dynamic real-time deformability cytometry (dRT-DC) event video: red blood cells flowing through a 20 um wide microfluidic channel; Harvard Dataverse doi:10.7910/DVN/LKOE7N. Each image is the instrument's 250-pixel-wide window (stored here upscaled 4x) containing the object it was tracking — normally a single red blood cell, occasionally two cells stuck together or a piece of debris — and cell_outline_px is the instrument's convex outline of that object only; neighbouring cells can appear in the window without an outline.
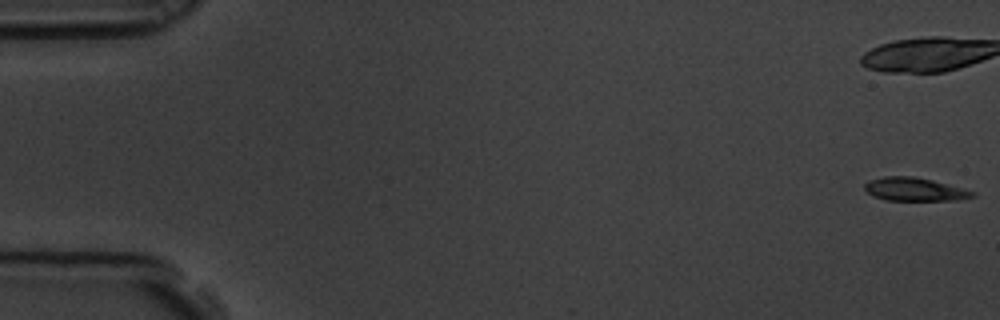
{"species": "common noctule bat (a hibernating species)", "species_latin": "Nyctalus noctula", "temperature_condition": "room temperature", "stored_images_in_passage": 7, "camera_frame_rate_fps": 3000, "um_per_image_px": 0.085, "animal": {"sex": "male", "body_mass_g": 19.5, "forearm_length_mm": 54.6}, "frame": {"image": 1, "passage_image": 1, "time_ms": 0.0, "image_size_px": [1000, 320], "cell_outline_px": [[976, 196], [956, 200], [884, 200], [872, 196], [864, 188], [864, 184], [868, 180], [884, 176], [912, 176], [932, 180], [976, 192]], "centroid_in_image_um": [77.7, 16.09], "position_along_channel_um": 7.3, "area_um2": 14.62}}